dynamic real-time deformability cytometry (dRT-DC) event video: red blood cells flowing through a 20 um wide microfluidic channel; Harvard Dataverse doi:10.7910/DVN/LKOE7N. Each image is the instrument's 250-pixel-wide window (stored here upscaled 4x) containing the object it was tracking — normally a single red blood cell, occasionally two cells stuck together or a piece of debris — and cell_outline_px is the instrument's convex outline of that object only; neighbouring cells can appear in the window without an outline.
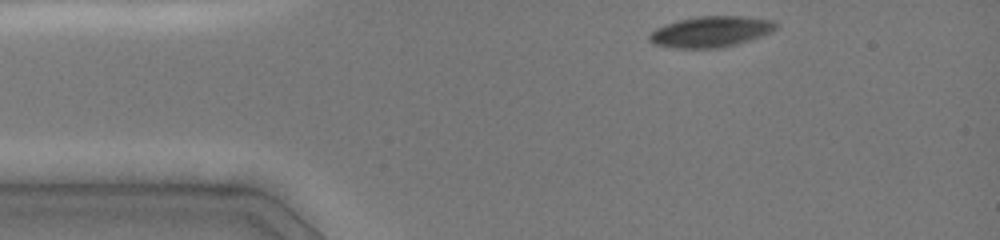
{"species": "common noctule bat (a hibernating species)", "species_latin": "Nyctalus noctula", "temperature_condition": "cold", "stored_images_in_passage": 41, "camera_frame_rate_fps": 3000, "um_per_image_px": 0.085, "animal": {"sex": "female", "body_mass_g": 19.0, "forearm_length_mm": 51.5}, "frame": {"image": 1, "passage_image": 1, "time_ms": 0.0, "image_size_px": [1000, 240], "cell_outline_px": [[776, 28], [772, 32], [752, 40], [720, 48], [676, 48], [652, 44], [648, 40], [648, 36], [656, 28], [664, 24], [696, 16], [744, 16], [776, 20]], "centroid_in_image_um": [60.43, 2.69], "position_along_channel_um": 24.6, "area_um2": 23.0}}
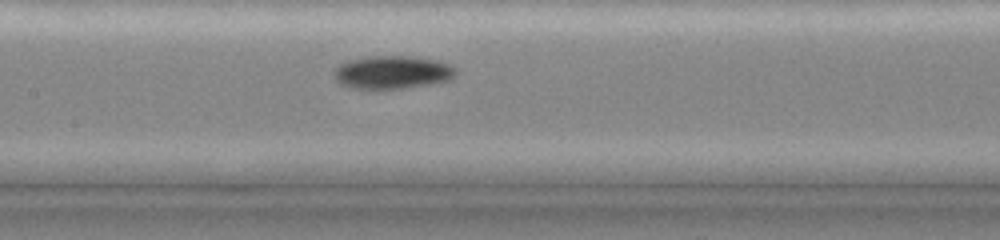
{"frame": {"image": 2, "passage_image": 18, "time_ms": 5.0, "image_size_px": [1000, 240], "cell_outline_px": [[456, 72], [448, 80], [432, 84], [400, 88], [348, 88], [340, 84], [336, 80], [332, 72], [340, 64], [348, 60], [368, 56], [412, 56], [436, 60], [448, 64], [456, 68]], "centroid_in_image_um": [33.31, 6.13], "position_along_channel_um": 174.1, "area_um2": 23.41}}
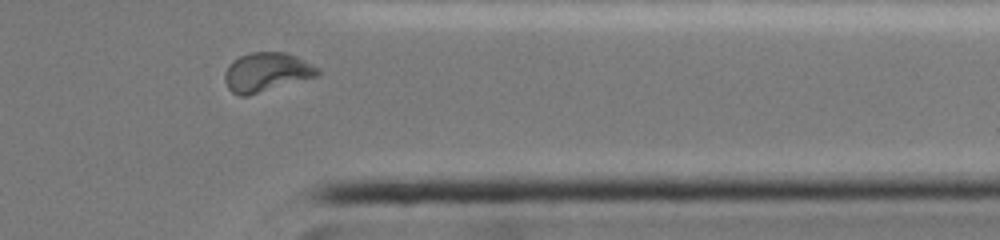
{"frame": {"image": 3, "passage_image": 37, "time_ms": 10.333, "image_size_px": [1000, 240], "cell_outline_px": [[320, 76], [248, 96], [240, 96], [232, 92], [228, 88], [224, 80], [224, 72], [228, 64], [232, 60], [240, 56], [252, 52], [288, 52], [320, 68]], "centroid_in_image_um": [22.67, 6.14], "position_along_channel_um": 388.7, "area_um2": 21.56}, "authors_computed_cell_mechanics": {"area_um2": 22.7154, "velocity_mm_per_s": 4.0245, "shape_relaxation_time_tau1_ms": 3.4804, "shape_relaxation_time_tau2_ms": 7.3287, "deformation_change_tau1": 0.0926, "deformation_change_tau2": 0.1035}}